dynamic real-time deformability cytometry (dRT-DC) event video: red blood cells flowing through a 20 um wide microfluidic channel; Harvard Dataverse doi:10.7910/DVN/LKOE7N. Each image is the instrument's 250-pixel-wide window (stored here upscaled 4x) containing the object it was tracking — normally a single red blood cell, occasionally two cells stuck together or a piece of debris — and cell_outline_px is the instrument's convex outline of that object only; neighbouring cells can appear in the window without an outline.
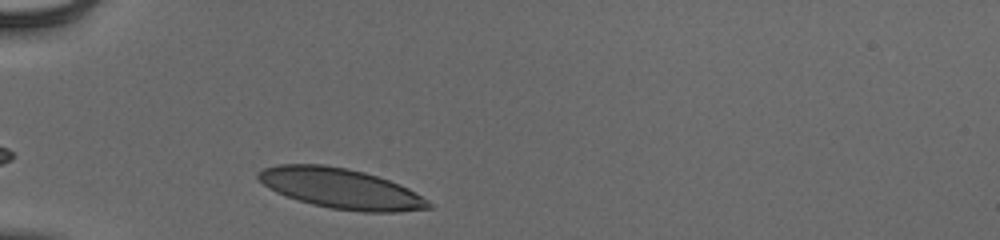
{"species": "human", "species_latin": "Homo sapiens", "temperature_condition": "cold", "stored_images_in_passage": 29, "camera_frame_rate_fps": 3000, "um_per_image_px": 0.085, "donor": {"sex": "male"}, "frame": {"image": 1, "passage_image": 1, "time_ms": 0.0, "image_size_px": [1000, 240], "cell_outline_px": [[432, 208], [396, 212], [360, 212], [332, 208], [312, 204], [276, 192], [268, 188], [256, 176], [256, 172], [264, 168], [280, 164], [324, 164], [348, 168], [364, 172], [400, 184], [416, 192], [428, 200], [432, 204]], "centroid_in_image_um": [28.98, 16.02], "position_along_channel_um": 56.0, "area_um2": 39.82}}
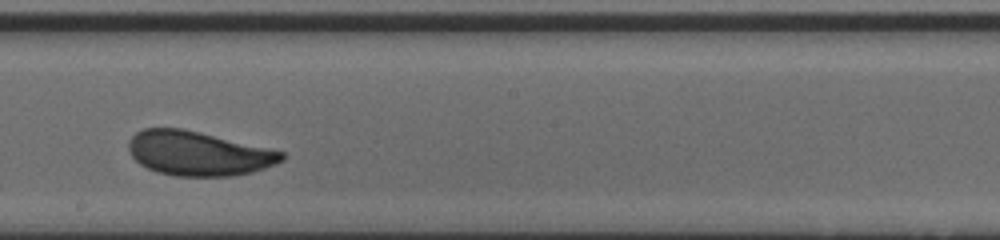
{"frame": {"image": 2, "passage_image": 16, "time_ms": 5.0, "image_size_px": [1000, 240], "cell_outline_px": [[284, 160], [276, 164], [252, 172], [232, 176], [176, 176], [156, 172], [140, 164], [132, 156], [128, 148], [128, 140], [136, 132], [144, 128], [184, 128], [268, 148], [284, 152]], "centroid_in_image_um": [16.84, 13.04], "position_along_channel_um": 231.4, "area_um2": 39.59}}
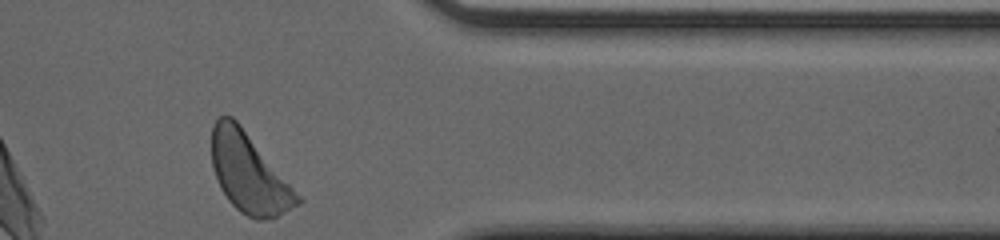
{"frame": {"image": 3, "passage_image": 29, "time_ms": 9.333, "image_size_px": [1000, 240], "cell_outline_px": [[304, 200], [300, 204], [272, 220], [256, 220], [240, 212], [228, 200], [220, 188], [212, 164], [212, 124], [220, 116], [232, 116], [240, 124]], "centroid_in_image_um": [21.18, 14.75], "position_along_channel_um": 390.2, "area_um2": 39.54}, "authors_computed_cell_mechanics": {"area_um2": 39.6508, "velocity_mm_per_s": 3.8836, "shape_relaxation_time_tau1_ms": 2.1459, "shape_relaxation_time_tau2_ms": null, "deformation_change_tau1": 0.1212, "deformation_change_tau2": null}}